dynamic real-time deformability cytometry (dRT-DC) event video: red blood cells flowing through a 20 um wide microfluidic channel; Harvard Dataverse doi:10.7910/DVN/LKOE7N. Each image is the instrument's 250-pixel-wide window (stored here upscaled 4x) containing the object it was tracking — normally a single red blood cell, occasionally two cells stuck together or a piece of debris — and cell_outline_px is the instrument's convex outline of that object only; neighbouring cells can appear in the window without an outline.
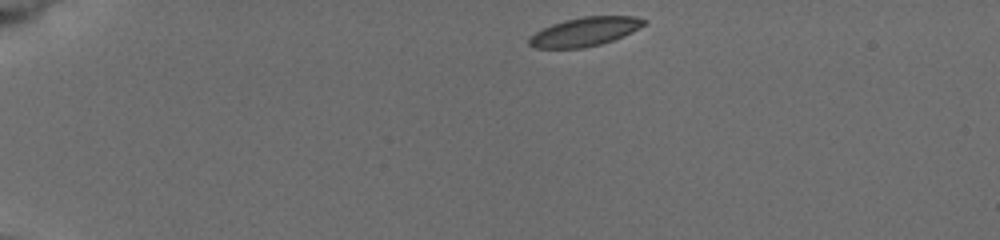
{"species": "common noctule bat (a hibernating species)", "species_latin": "Nyctalus noctula", "temperature_condition": "cold", "stored_images_in_passage": 5, "camera_frame_rate_fps": 3000, "um_per_image_px": 0.085, "animal": {"sex": "female", "body_mass_g": 19.5, "forearm_length_mm": 54.1}, "frame": {"image": 1, "passage_image": 1, "time_ms": 0.0, "image_size_px": [1000, 240], "cell_outline_px": [[648, 20], [644, 24], [632, 32], [624, 36], [600, 44], [584, 48], [536, 48], [528, 44], [528, 40], [536, 32], [552, 24], [564, 20], [580, 16], [636, 16]], "centroid_in_image_um": [49.73, 2.68], "position_along_channel_um": 35.3, "area_um2": 19.25}}
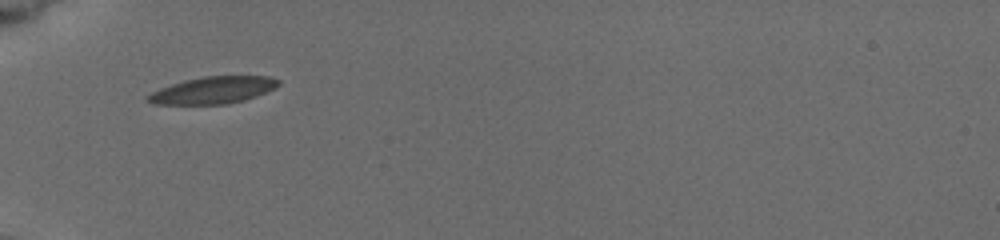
{"frame": {"image": 2, "passage_image": 4, "time_ms": 2.667, "image_size_px": [1000, 240], "cell_outline_px": [[280, 84], [276, 88], [256, 96], [244, 100], [228, 104], [156, 104], [144, 100], [144, 96], [160, 88], [184, 80], [204, 76], [268, 76], [280, 80]], "centroid_in_image_um": [18.1, 7.66], "position_along_channel_um": 66.9, "area_um2": 20.63}}